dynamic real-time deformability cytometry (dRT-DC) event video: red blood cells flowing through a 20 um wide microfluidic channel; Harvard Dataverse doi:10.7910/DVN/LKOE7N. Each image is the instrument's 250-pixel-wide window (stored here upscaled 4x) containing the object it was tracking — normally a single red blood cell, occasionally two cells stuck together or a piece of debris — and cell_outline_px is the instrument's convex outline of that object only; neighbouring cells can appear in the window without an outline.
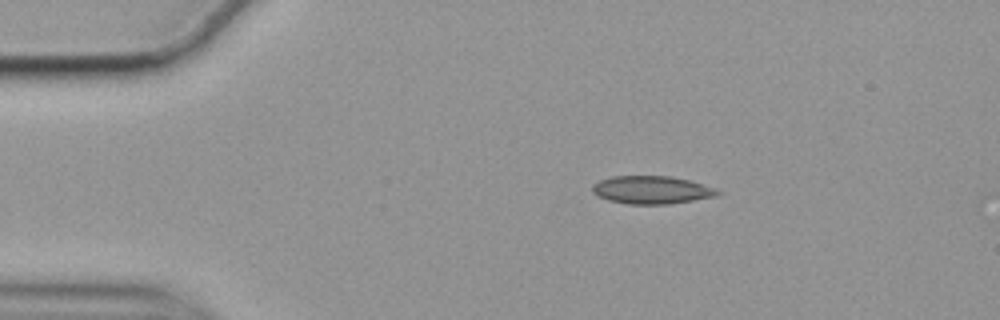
{"species": "common noctule bat (a hibernating species)", "species_latin": "Nyctalus noctula", "temperature_condition": "cold", "stored_images_in_passage": 51, "camera_frame_rate_fps": 3000, "um_per_image_px": 0.085, "animal": {"sex": "female", "body_mass_g": 19.9}, "frame": {"image": 1, "passage_image": 5, "time_ms": 1.333, "image_size_px": [1000, 320], "cell_outline_px": [[724, 192], [716, 196], [668, 204], [628, 204], [608, 200], [596, 196], [592, 192], [592, 184], [600, 180], [612, 176], [672, 176], [688, 180], [716, 188]], "centroid_in_image_um": [55.37, 16.14], "position_along_channel_um": 29.6, "area_um2": 20.46}}
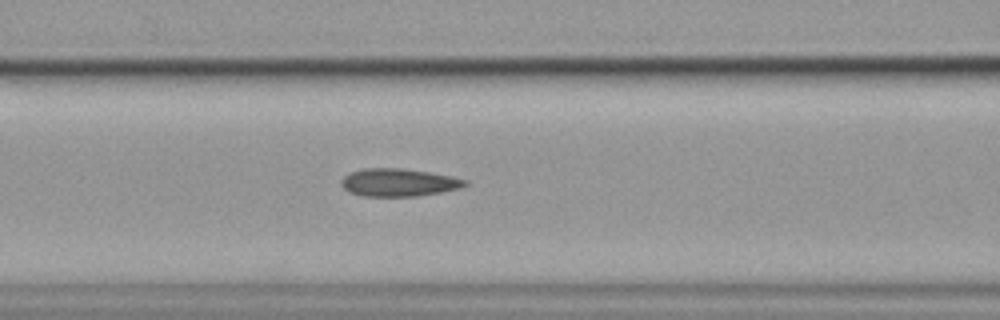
{"frame": {"image": 2, "passage_image": 18, "time_ms": 5.667, "image_size_px": [1000, 320], "cell_outline_px": [[468, 184], [460, 188], [440, 192], [416, 196], [364, 196], [348, 192], [340, 184], [340, 180], [344, 176], [352, 172], [364, 168], [400, 168], [428, 172], [452, 176], [468, 180]], "centroid_in_image_um": [33.87, 15.51], "position_along_channel_um": 132.7, "area_um2": 20.0}}
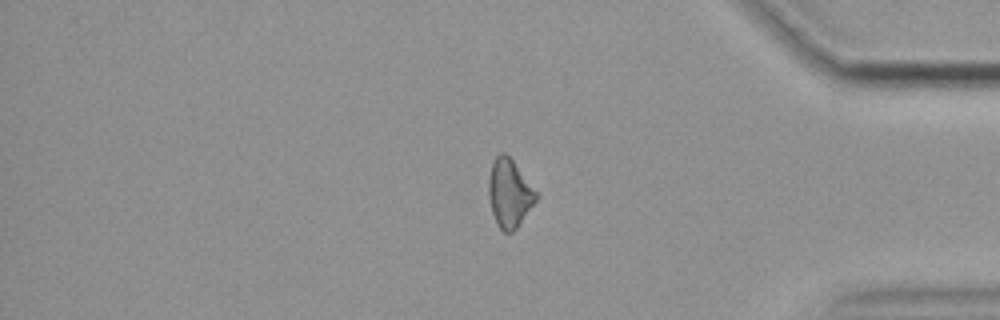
{"frame": {"image": 3, "passage_image": 42, "time_ms": 13.667, "image_size_px": [1000, 320], "cell_outline_px": [[540, 196], [516, 228], [512, 232], [504, 232], [496, 224], [492, 212], [488, 196], [488, 180], [492, 164], [496, 156], [500, 152], [504, 152], [512, 160]], "centroid_in_image_um": [43.29, 16.44], "position_along_channel_um": 391.9, "area_um2": 18.73}, "authors_computed_cell_mechanics": {"area_um2": 19.7676, "velocity_mm_per_s": 3.5369, "shape_relaxation_time_tau1_ms": null, "shape_relaxation_time_tau2_ms": 6.418, "deformation_change_tau1": null, "deformation_change_tau2": 0.14}}